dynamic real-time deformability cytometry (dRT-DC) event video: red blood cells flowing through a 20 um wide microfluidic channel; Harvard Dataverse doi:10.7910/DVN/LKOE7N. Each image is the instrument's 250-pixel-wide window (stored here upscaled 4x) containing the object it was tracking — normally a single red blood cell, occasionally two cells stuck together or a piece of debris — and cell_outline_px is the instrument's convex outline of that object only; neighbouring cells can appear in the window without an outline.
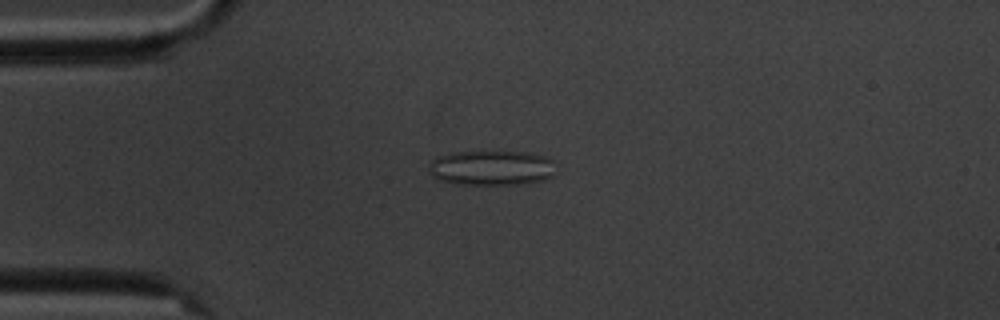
{"species": "common noctule bat (a hibernating species)", "species_latin": "Nyctalus noctula", "temperature_condition": "cold", "stored_images_in_passage": 6, "camera_frame_rate_fps": 3000, "um_per_image_px": 0.085, "animal": {"sex": "male", "body_mass_g": 20.1, "forearm_length_mm": 53.5}, "frame": {"image": 1, "passage_image": 5, "time_ms": 4.333, "image_size_px": [1000, 320], "cell_outline_px": [[552, 176], [544, 180], [528, 184], [456, 184], [440, 180], [432, 176], [428, 168], [432, 160], [436, 156], [452, 152], [528, 152], [548, 156], [552, 160]], "centroid_in_image_um": [41.77, 14.27], "position_along_channel_um": 43.2, "area_um2": 25.95}}